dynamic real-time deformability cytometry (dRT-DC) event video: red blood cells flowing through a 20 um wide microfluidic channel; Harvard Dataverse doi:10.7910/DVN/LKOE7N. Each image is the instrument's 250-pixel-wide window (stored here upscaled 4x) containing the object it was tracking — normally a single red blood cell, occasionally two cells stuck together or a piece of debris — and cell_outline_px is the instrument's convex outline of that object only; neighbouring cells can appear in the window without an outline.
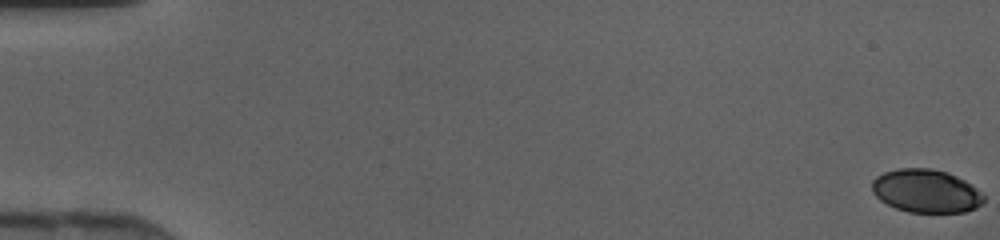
{"species": "human", "species_latin": "Homo sapiens", "temperature_condition": "cold", "stored_images_in_passage": 11, "segment_of_instrument_passage": [1, 2], "camera_frame_rate_fps": 3000, "um_per_image_px": 0.085, "donor": {"sex": "female"}, "frame": {"image": 1, "passage_image": 1, "time_ms": 0.0, "image_size_px": [1000, 240], "cell_outline_px": [[984, 200], [976, 208], [964, 212], [908, 212], [896, 208], [880, 200], [872, 192], [872, 180], [876, 176], [884, 172], [896, 168], [932, 168], [948, 172], [964, 180], [976, 188], [984, 196]], "centroid_in_image_um": [78.69, 16.22], "position_along_channel_um": 6.3, "area_um2": 28.21}}